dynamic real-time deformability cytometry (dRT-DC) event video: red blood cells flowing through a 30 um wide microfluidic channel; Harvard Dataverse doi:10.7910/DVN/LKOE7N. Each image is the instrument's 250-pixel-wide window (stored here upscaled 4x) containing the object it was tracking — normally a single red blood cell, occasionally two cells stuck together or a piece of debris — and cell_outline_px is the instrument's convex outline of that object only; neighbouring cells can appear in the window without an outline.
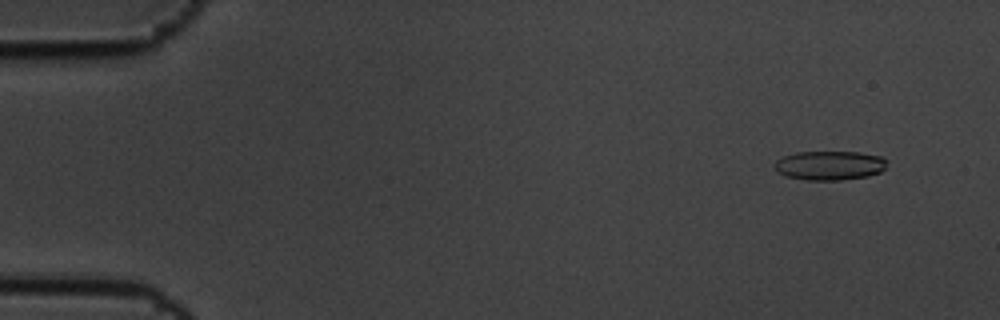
{"species": "common noctule bat (a hibernating species)", "species_latin": "Nyctalus noctula", "temperature_condition": "cold", "stored_images_in_passage": 7, "camera_frame_rate_fps": 3000, "um_per_image_px": 0.085, "animal": {"sex": "male", "body_mass_g": 19.5, "forearm_length_mm": 54.6}, "frame": {"image": 1, "passage_image": 2, "time_ms": 0.333, "image_size_px": [1000, 320], "cell_outline_px": [[888, 160], [884, 168], [880, 172], [868, 176], [840, 180], [808, 180], [784, 176], [776, 172], [776, 160], [784, 156], [796, 152], [860, 152], [884, 156]], "centroid_in_image_um": [70.55, 14.06], "position_along_channel_um": 14.5, "area_um2": 19.25}}
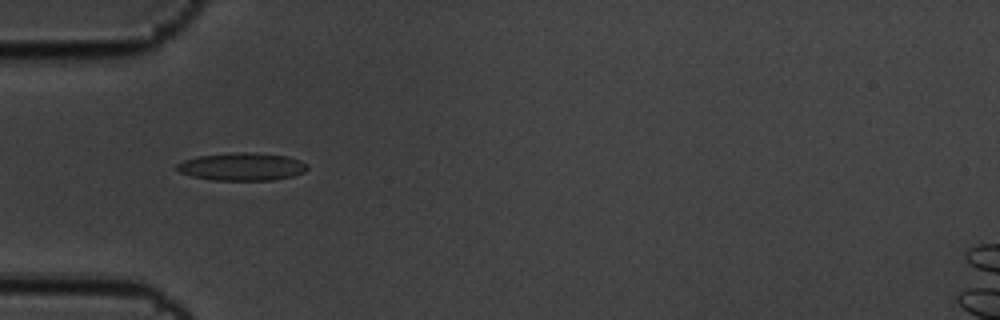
{"frame": {"image": 2, "passage_image": 6, "time_ms": 1.667, "image_size_px": [1000, 320], "cell_outline_px": [[308, 168], [304, 172], [292, 176], [272, 180], [212, 180], [192, 176], [180, 172], [176, 168], [176, 164], [184, 160], [200, 156], [240, 152], [256, 152], [288, 156], [300, 160], [308, 164]], "centroid_in_image_um": [20.6, 14.16], "position_along_channel_um": 64.4, "area_um2": 21.1}}
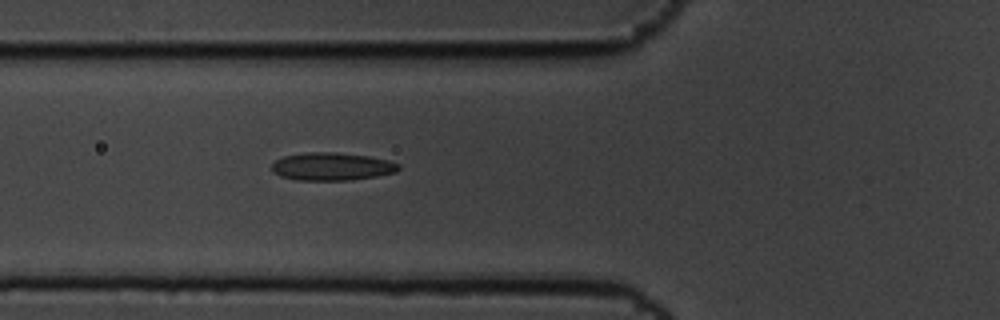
{"frame": {"image": 3, "passage_image": 7, "time_ms": 2.0, "image_size_px": [1000, 320], "cell_outline_px": [[400, 168], [396, 172], [376, 176], [352, 180], [296, 180], [280, 176], [272, 172], [272, 164], [276, 160], [284, 156], [304, 152], [336, 152], [368, 156], [388, 160], [400, 164]], "centroid_in_image_um": [28.2, 14.15], "position_along_channel_um": 97.6, "area_um2": 20.69}}